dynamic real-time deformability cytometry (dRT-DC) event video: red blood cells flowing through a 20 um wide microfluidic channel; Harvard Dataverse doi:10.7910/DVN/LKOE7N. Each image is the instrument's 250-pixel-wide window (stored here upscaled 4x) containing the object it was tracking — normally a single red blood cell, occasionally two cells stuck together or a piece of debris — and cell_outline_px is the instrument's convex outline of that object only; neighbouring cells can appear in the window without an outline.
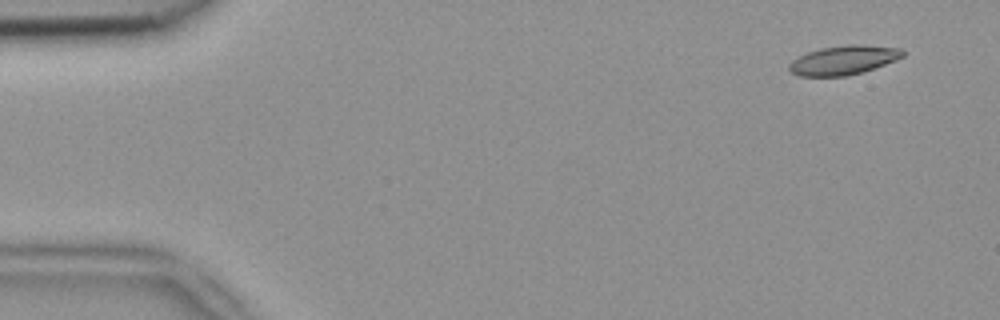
{"species": "common noctule bat (a hibernating species)", "species_latin": "Nyctalus noctula", "temperature_condition": "room temperature", "stored_images_in_passage": 8, "camera_frame_rate_fps": 3000, "um_per_image_px": 0.085, "animal": {"sex": "female", "body_mass_g": 18.4}, "frame": {"image": 1, "passage_image": 1, "time_ms": 0.0, "image_size_px": [1000, 320], "cell_outline_px": [[904, 56], [896, 60], [860, 72], [844, 76], [800, 76], [792, 72], [788, 68], [788, 64], [792, 60], [808, 52], [820, 48], [848, 44], [864, 44], [900, 48], [904, 52]], "centroid_in_image_um": [71.69, 5.09], "position_along_channel_um": 13.3, "area_um2": 19.13}}
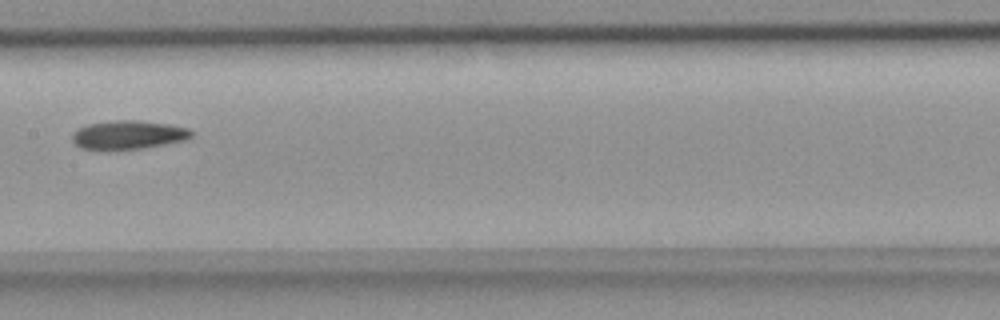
{"frame": {"image": 2, "passage_image": 7, "time_ms": 2.0, "image_size_px": [1000, 320], "cell_outline_px": [[192, 136], [188, 140], [144, 148], [108, 152], [80, 148], [72, 140], [72, 132], [88, 124], [116, 120], [136, 120], [168, 124], [188, 128], [192, 132]], "centroid_in_image_um": [10.88, 11.5], "position_along_channel_um": 196.5, "area_um2": 20.46}}
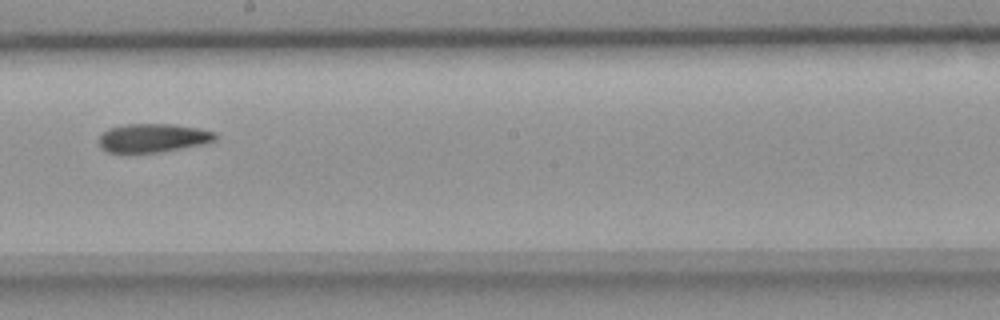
{"frame": {"image": 3, "passage_image": 8, "time_ms": 2.333, "image_size_px": [1000, 320], "cell_outline_px": [[216, 140], [200, 144], [160, 152], [128, 156], [108, 152], [100, 148], [96, 140], [108, 128], [128, 124], [172, 124], [200, 128], [216, 132]], "centroid_in_image_um": [12.9, 11.76], "position_along_channel_um": 235.3, "area_um2": 20.11}}